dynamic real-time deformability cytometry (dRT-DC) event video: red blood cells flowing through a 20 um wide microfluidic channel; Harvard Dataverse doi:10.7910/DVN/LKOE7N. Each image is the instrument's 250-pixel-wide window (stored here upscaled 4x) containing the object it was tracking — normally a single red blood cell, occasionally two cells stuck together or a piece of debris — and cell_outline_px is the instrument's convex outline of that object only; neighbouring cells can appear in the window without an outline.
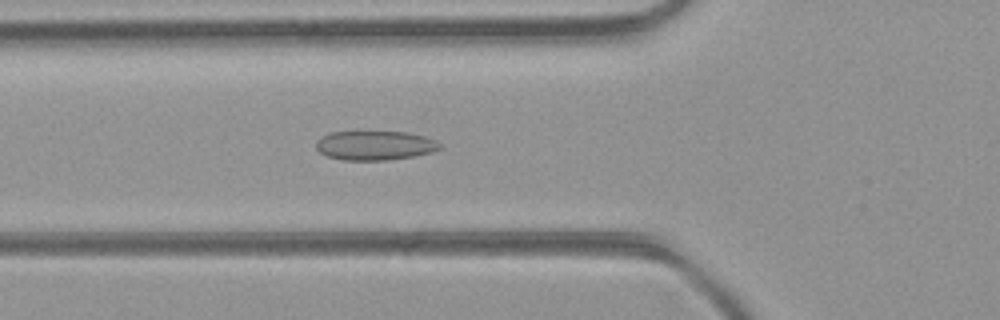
{"species": "common noctule bat (a hibernating species)", "species_latin": "Nyctalus noctula", "temperature_condition": "room temperature", "stored_images_in_passage": 42, "camera_frame_rate_fps": 3000, "um_per_image_px": 0.085, "animal": {"sex": "female", "body_mass_g": 21.9}, "frame": {"image": 1, "passage_image": 12, "time_ms": 3.667, "image_size_px": [1000, 320], "cell_outline_px": [[440, 148], [432, 152], [412, 156], [384, 160], [344, 160], [328, 156], [320, 152], [316, 148], [316, 140], [320, 136], [332, 132], [408, 132], [424, 136], [436, 140], [440, 144]], "centroid_in_image_um": [31.84, 12.35], "position_along_channel_um": 94.0, "area_um2": 20.98}}
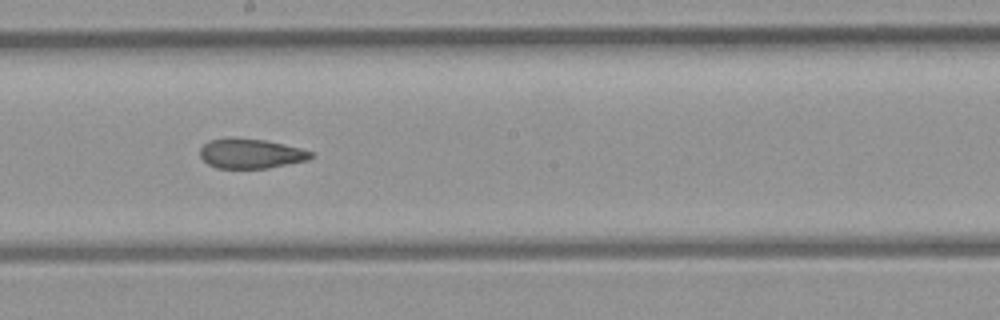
{"frame": {"image": 2, "passage_image": 21, "time_ms": 6.667, "image_size_px": [1000, 320], "cell_outline_px": [[316, 156], [308, 160], [268, 168], [216, 168], [208, 164], [200, 156], [200, 148], [208, 140], [232, 136], [264, 140], [284, 144], [316, 152]], "centroid_in_image_um": [21.33, 13.04], "position_along_channel_um": 226.9, "area_um2": 19.59}}
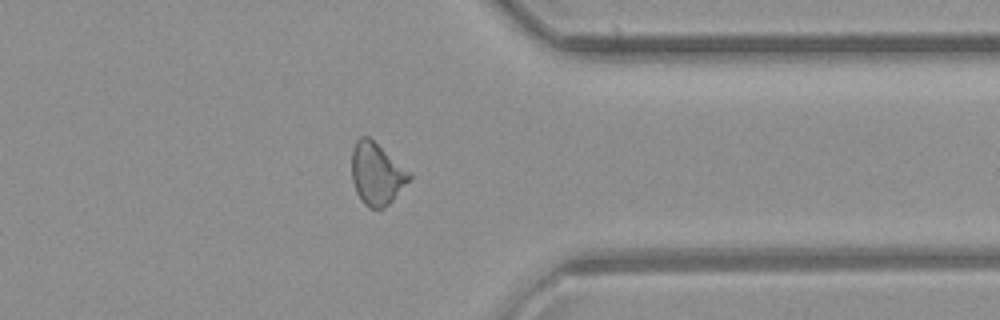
{"frame": {"image": 3, "passage_image": 32, "time_ms": 10.333, "image_size_px": [1000, 320], "cell_outline_px": [[412, 176], [392, 200], [388, 204], [380, 208], [368, 208], [360, 200], [356, 192], [352, 180], [352, 148], [356, 140], [360, 136], [368, 136], [412, 172]], "centroid_in_image_um": [32.0, 14.75], "position_along_channel_um": 379.4, "area_um2": 20.81}, "authors_computed_cell_mechanics": {"area_um2": 20.6057, "velocity_mm_per_s": 4.4032, "shape_relaxation_time_tau1_ms": null, "shape_relaxation_time_tau2_ms": 2.8585, "deformation_change_tau1": null, "deformation_change_tau2": 0.0953}}